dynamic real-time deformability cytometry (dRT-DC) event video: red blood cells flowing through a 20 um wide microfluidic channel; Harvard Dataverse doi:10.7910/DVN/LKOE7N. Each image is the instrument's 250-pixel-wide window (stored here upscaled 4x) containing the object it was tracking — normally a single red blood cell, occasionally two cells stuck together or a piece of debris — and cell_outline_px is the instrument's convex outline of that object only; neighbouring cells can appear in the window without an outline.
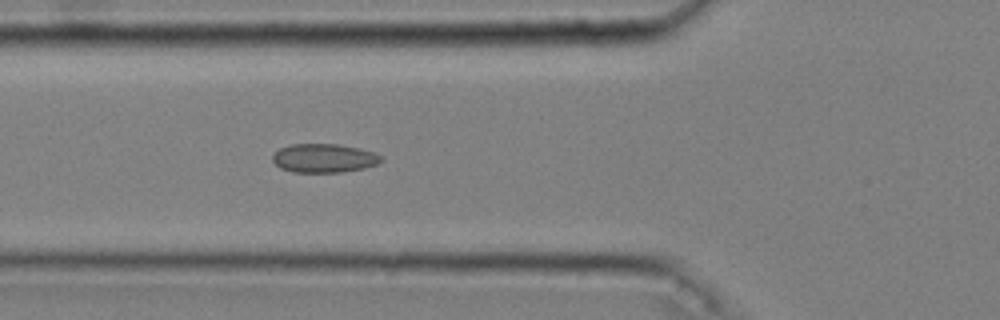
{"species": "common noctule bat (a hibernating species)", "species_latin": "Nyctalus noctula", "temperature_condition": "cold", "stored_images_in_passage": 11, "camera_frame_rate_fps": 3000, "um_per_image_px": 0.085, "animal": {"sex": "male", "body_mass_g": 20.4}, "frame": {"image": 1, "passage_image": 10, "time_ms": 3.0, "image_size_px": [1000, 320], "cell_outline_px": [[384, 160], [376, 164], [364, 168], [340, 172], [292, 172], [280, 168], [272, 160], [272, 156], [280, 148], [292, 144], [340, 144], [360, 148], [372, 152], [380, 156]], "centroid_in_image_um": [27.53, 13.44], "position_along_channel_um": 98.3, "area_um2": 18.15}}